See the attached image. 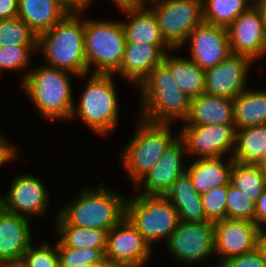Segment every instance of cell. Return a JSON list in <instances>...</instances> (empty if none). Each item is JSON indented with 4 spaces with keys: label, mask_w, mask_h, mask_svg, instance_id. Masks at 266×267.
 Listing matches in <instances>:
<instances>
[{
    "label": "cell",
    "mask_w": 266,
    "mask_h": 267,
    "mask_svg": "<svg viewBox=\"0 0 266 267\" xmlns=\"http://www.w3.org/2000/svg\"><path fill=\"white\" fill-rule=\"evenodd\" d=\"M82 12H69L51 29L37 36V51L43 53L45 64L85 78L87 63L84 45Z\"/></svg>",
    "instance_id": "obj_1"
},
{
    "label": "cell",
    "mask_w": 266,
    "mask_h": 267,
    "mask_svg": "<svg viewBox=\"0 0 266 267\" xmlns=\"http://www.w3.org/2000/svg\"><path fill=\"white\" fill-rule=\"evenodd\" d=\"M136 88L141 92V119L172 124L188 118L191 99L178 87L164 62L157 65Z\"/></svg>",
    "instance_id": "obj_2"
},
{
    "label": "cell",
    "mask_w": 266,
    "mask_h": 267,
    "mask_svg": "<svg viewBox=\"0 0 266 267\" xmlns=\"http://www.w3.org/2000/svg\"><path fill=\"white\" fill-rule=\"evenodd\" d=\"M72 74L46 64L25 74L22 87L44 119L71 120L75 105L70 81Z\"/></svg>",
    "instance_id": "obj_3"
},
{
    "label": "cell",
    "mask_w": 266,
    "mask_h": 267,
    "mask_svg": "<svg viewBox=\"0 0 266 267\" xmlns=\"http://www.w3.org/2000/svg\"><path fill=\"white\" fill-rule=\"evenodd\" d=\"M58 215L75 227L110 230L125 217L126 199L104 187V183L95 189H83Z\"/></svg>",
    "instance_id": "obj_4"
},
{
    "label": "cell",
    "mask_w": 266,
    "mask_h": 267,
    "mask_svg": "<svg viewBox=\"0 0 266 267\" xmlns=\"http://www.w3.org/2000/svg\"><path fill=\"white\" fill-rule=\"evenodd\" d=\"M140 124L127 145L119 152L127 176L134 185L160 161L179 137L172 136V124L152 123L140 118Z\"/></svg>",
    "instance_id": "obj_5"
},
{
    "label": "cell",
    "mask_w": 266,
    "mask_h": 267,
    "mask_svg": "<svg viewBox=\"0 0 266 267\" xmlns=\"http://www.w3.org/2000/svg\"><path fill=\"white\" fill-rule=\"evenodd\" d=\"M115 75L92 74L81 92L79 104L74 105L71 119L80 118L94 133L104 137L117 127L119 117Z\"/></svg>",
    "instance_id": "obj_6"
},
{
    "label": "cell",
    "mask_w": 266,
    "mask_h": 267,
    "mask_svg": "<svg viewBox=\"0 0 266 267\" xmlns=\"http://www.w3.org/2000/svg\"><path fill=\"white\" fill-rule=\"evenodd\" d=\"M84 45L87 75H114L123 61L126 38L121 21L84 19ZM92 65V66H91Z\"/></svg>",
    "instance_id": "obj_7"
},
{
    "label": "cell",
    "mask_w": 266,
    "mask_h": 267,
    "mask_svg": "<svg viewBox=\"0 0 266 267\" xmlns=\"http://www.w3.org/2000/svg\"><path fill=\"white\" fill-rule=\"evenodd\" d=\"M125 216L151 245L164 240L176 230L179 217L164 195H137L125 204Z\"/></svg>",
    "instance_id": "obj_8"
},
{
    "label": "cell",
    "mask_w": 266,
    "mask_h": 267,
    "mask_svg": "<svg viewBox=\"0 0 266 267\" xmlns=\"http://www.w3.org/2000/svg\"><path fill=\"white\" fill-rule=\"evenodd\" d=\"M148 8L156 17L162 38L172 49L186 45L190 32L204 22L202 0H155Z\"/></svg>",
    "instance_id": "obj_9"
},
{
    "label": "cell",
    "mask_w": 266,
    "mask_h": 267,
    "mask_svg": "<svg viewBox=\"0 0 266 267\" xmlns=\"http://www.w3.org/2000/svg\"><path fill=\"white\" fill-rule=\"evenodd\" d=\"M214 228L213 221L179 222L165 241L167 249L180 263H200L215 254Z\"/></svg>",
    "instance_id": "obj_10"
},
{
    "label": "cell",
    "mask_w": 266,
    "mask_h": 267,
    "mask_svg": "<svg viewBox=\"0 0 266 267\" xmlns=\"http://www.w3.org/2000/svg\"><path fill=\"white\" fill-rule=\"evenodd\" d=\"M179 132L187 154L208 158L227 156L231 152L232 156L236 137L234 124L183 126Z\"/></svg>",
    "instance_id": "obj_11"
},
{
    "label": "cell",
    "mask_w": 266,
    "mask_h": 267,
    "mask_svg": "<svg viewBox=\"0 0 266 267\" xmlns=\"http://www.w3.org/2000/svg\"><path fill=\"white\" fill-rule=\"evenodd\" d=\"M14 178L3 198V209L29 219L44 216L50 206V196L40 178L30 173Z\"/></svg>",
    "instance_id": "obj_12"
},
{
    "label": "cell",
    "mask_w": 266,
    "mask_h": 267,
    "mask_svg": "<svg viewBox=\"0 0 266 267\" xmlns=\"http://www.w3.org/2000/svg\"><path fill=\"white\" fill-rule=\"evenodd\" d=\"M151 245L125 216L108 231L105 258L130 267H143L151 255Z\"/></svg>",
    "instance_id": "obj_13"
},
{
    "label": "cell",
    "mask_w": 266,
    "mask_h": 267,
    "mask_svg": "<svg viewBox=\"0 0 266 267\" xmlns=\"http://www.w3.org/2000/svg\"><path fill=\"white\" fill-rule=\"evenodd\" d=\"M231 52L256 62L266 54V30L259 8L249 7L228 27Z\"/></svg>",
    "instance_id": "obj_14"
},
{
    "label": "cell",
    "mask_w": 266,
    "mask_h": 267,
    "mask_svg": "<svg viewBox=\"0 0 266 267\" xmlns=\"http://www.w3.org/2000/svg\"><path fill=\"white\" fill-rule=\"evenodd\" d=\"M253 60L247 56L231 54L220 64L205 70L204 93L236 98L246 89L248 72Z\"/></svg>",
    "instance_id": "obj_15"
},
{
    "label": "cell",
    "mask_w": 266,
    "mask_h": 267,
    "mask_svg": "<svg viewBox=\"0 0 266 267\" xmlns=\"http://www.w3.org/2000/svg\"><path fill=\"white\" fill-rule=\"evenodd\" d=\"M190 59L204 70L223 62L231 54L227 28L203 22L188 38Z\"/></svg>",
    "instance_id": "obj_16"
},
{
    "label": "cell",
    "mask_w": 266,
    "mask_h": 267,
    "mask_svg": "<svg viewBox=\"0 0 266 267\" xmlns=\"http://www.w3.org/2000/svg\"><path fill=\"white\" fill-rule=\"evenodd\" d=\"M258 227L249 220L226 218L215 222L214 249L224 260L257 248Z\"/></svg>",
    "instance_id": "obj_17"
},
{
    "label": "cell",
    "mask_w": 266,
    "mask_h": 267,
    "mask_svg": "<svg viewBox=\"0 0 266 267\" xmlns=\"http://www.w3.org/2000/svg\"><path fill=\"white\" fill-rule=\"evenodd\" d=\"M185 153L187 154L185 142L178 137L156 166L135 184V188L144 186V191L139 195H165L172 184L186 172L182 162Z\"/></svg>",
    "instance_id": "obj_18"
},
{
    "label": "cell",
    "mask_w": 266,
    "mask_h": 267,
    "mask_svg": "<svg viewBox=\"0 0 266 267\" xmlns=\"http://www.w3.org/2000/svg\"><path fill=\"white\" fill-rule=\"evenodd\" d=\"M31 219L0 211V262L10 267L21 262L32 243Z\"/></svg>",
    "instance_id": "obj_19"
},
{
    "label": "cell",
    "mask_w": 266,
    "mask_h": 267,
    "mask_svg": "<svg viewBox=\"0 0 266 267\" xmlns=\"http://www.w3.org/2000/svg\"><path fill=\"white\" fill-rule=\"evenodd\" d=\"M175 50L177 49H172L168 44L126 42L122 64L115 74H121L137 87L164 61L166 53Z\"/></svg>",
    "instance_id": "obj_20"
},
{
    "label": "cell",
    "mask_w": 266,
    "mask_h": 267,
    "mask_svg": "<svg viewBox=\"0 0 266 267\" xmlns=\"http://www.w3.org/2000/svg\"><path fill=\"white\" fill-rule=\"evenodd\" d=\"M234 100L201 94L191 99L188 118L183 126L234 124Z\"/></svg>",
    "instance_id": "obj_21"
},
{
    "label": "cell",
    "mask_w": 266,
    "mask_h": 267,
    "mask_svg": "<svg viewBox=\"0 0 266 267\" xmlns=\"http://www.w3.org/2000/svg\"><path fill=\"white\" fill-rule=\"evenodd\" d=\"M223 158L225 156L197 158L186 169L199 195L230 183L234 160L229 156L225 162Z\"/></svg>",
    "instance_id": "obj_22"
},
{
    "label": "cell",
    "mask_w": 266,
    "mask_h": 267,
    "mask_svg": "<svg viewBox=\"0 0 266 267\" xmlns=\"http://www.w3.org/2000/svg\"><path fill=\"white\" fill-rule=\"evenodd\" d=\"M70 11L58 0H18V17L38 36Z\"/></svg>",
    "instance_id": "obj_23"
},
{
    "label": "cell",
    "mask_w": 266,
    "mask_h": 267,
    "mask_svg": "<svg viewBox=\"0 0 266 267\" xmlns=\"http://www.w3.org/2000/svg\"><path fill=\"white\" fill-rule=\"evenodd\" d=\"M164 196L176 209L180 222L209 221L203 210L201 195L193 187L187 172L172 184Z\"/></svg>",
    "instance_id": "obj_24"
},
{
    "label": "cell",
    "mask_w": 266,
    "mask_h": 267,
    "mask_svg": "<svg viewBox=\"0 0 266 267\" xmlns=\"http://www.w3.org/2000/svg\"><path fill=\"white\" fill-rule=\"evenodd\" d=\"M129 19L121 21L126 42L167 44L162 38L156 17L147 7L143 9L123 10Z\"/></svg>",
    "instance_id": "obj_25"
},
{
    "label": "cell",
    "mask_w": 266,
    "mask_h": 267,
    "mask_svg": "<svg viewBox=\"0 0 266 267\" xmlns=\"http://www.w3.org/2000/svg\"><path fill=\"white\" fill-rule=\"evenodd\" d=\"M163 62L170 68L178 87L190 99L204 93L205 70L190 58L166 53Z\"/></svg>",
    "instance_id": "obj_26"
},
{
    "label": "cell",
    "mask_w": 266,
    "mask_h": 267,
    "mask_svg": "<svg viewBox=\"0 0 266 267\" xmlns=\"http://www.w3.org/2000/svg\"><path fill=\"white\" fill-rule=\"evenodd\" d=\"M234 100L236 130L266 124V91L246 89Z\"/></svg>",
    "instance_id": "obj_27"
},
{
    "label": "cell",
    "mask_w": 266,
    "mask_h": 267,
    "mask_svg": "<svg viewBox=\"0 0 266 267\" xmlns=\"http://www.w3.org/2000/svg\"><path fill=\"white\" fill-rule=\"evenodd\" d=\"M266 155V124L236 130L233 160L261 164Z\"/></svg>",
    "instance_id": "obj_28"
},
{
    "label": "cell",
    "mask_w": 266,
    "mask_h": 267,
    "mask_svg": "<svg viewBox=\"0 0 266 267\" xmlns=\"http://www.w3.org/2000/svg\"><path fill=\"white\" fill-rule=\"evenodd\" d=\"M55 231L60 236V242L72 248H100L104 253L107 249L108 230L84 228L68 225L58 214Z\"/></svg>",
    "instance_id": "obj_29"
},
{
    "label": "cell",
    "mask_w": 266,
    "mask_h": 267,
    "mask_svg": "<svg viewBox=\"0 0 266 267\" xmlns=\"http://www.w3.org/2000/svg\"><path fill=\"white\" fill-rule=\"evenodd\" d=\"M230 183L256 202L266 187V173L260 164L234 160Z\"/></svg>",
    "instance_id": "obj_30"
},
{
    "label": "cell",
    "mask_w": 266,
    "mask_h": 267,
    "mask_svg": "<svg viewBox=\"0 0 266 267\" xmlns=\"http://www.w3.org/2000/svg\"><path fill=\"white\" fill-rule=\"evenodd\" d=\"M203 20L207 24L227 28L249 6L246 0H202Z\"/></svg>",
    "instance_id": "obj_31"
},
{
    "label": "cell",
    "mask_w": 266,
    "mask_h": 267,
    "mask_svg": "<svg viewBox=\"0 0 266 267\" xmlns=\"http://www.w3.org/2000/svg\"><path fill=\"white\" fill-rule=\"evenodd\" d=\"M37 46V35L18 16L0 19V47Z\"/></svg>",
    "instance_id": "obj_32"
},
{
    "label": "cell",
    "mask_w": 266,
    "mask_h": 267,
    "mask_svg": "<svg viewBox=\"0 0 266 267\" xmlns=\"http://www.w3.org/2000/svg\"><path fill=\"white\" fill-rule=\"evenodd\" d=\"M60 267H76L78 265H96L105 253L100 248H72L64 246L59 240L56 243Z\"/></svg>",
    "instance_id": "obj_33"
},
{
    "label": "cell",
    "mask_w": 266,
    "mask_h": 267,
    "mask_svg": "<svg viewBox=\"0 0 266 267\" xmlns=\"http://www.w3.org/2000/svg\"><path fill=\"white\" fill-rule=\"evenodd\" d=\"M255 202L242 190L227 185L226 218L244 219L254 222Z\"/></svg>",
    "instance_id": "obj_34"
},
{
    "label": "cell",
    "mask_w": 266,
    "mask_h": 267,
    "mask_svg": "<svg viewBox=\"0 0 266 267\" xmlns=\"http://www.w3.org/2000/svg\"><path fill=\"white\" fill-rule=\"evenodd\" d=\"M37 51V46H5L0 47V75L4 70H26L30 65L32 52ZM31 54V55H29ZM30 57V58H29Z\"/></svg>",
    "instance_id": "obj_35"
},
{
    "label": "cell",
    "mask_w": 266,
    "mask_h": 267,
    "mask_svg": "<svg viewBox=\"0 0 266 267\" xmlns=\"http://www.w3.org/2000/svg\"><path fill=\"white\" fill-rule=\"evenodd\" d=\"M31 243L25 251L20 264L23 267H60L57 246L43 242L34 248Z\"/></svg>",
    "instance_id": "obj_36"
},
{
    "label": "cell",
    "mask_w": 266,
    "mask_h": 267,
    "mask_svg": "<svg viewBox=\"0 0 266 267\" xmlns=\"http://www.w3.org/2000/svg\"><path fill=\"white\" fill-rule=\"evenodd\" d=\"M203 210L209 221L226 219L227 185L201 195Z\"/></svg>",
    "instance_id": "obj_37"
},
{
    "label": "cell",
    "mask_w": 266,
    "mask_h": 267,
    "mask_svg": "<svg viewBox=\"0 0 266 267\" xmlns=\"http://www.w3.org/2000/svg\"><path fill=\"white\" fill-rule=\"evenodd\" d=\"M221 264L224 267H266V257L256 248L249 253L230 257Z\"/></svg>",
    "instance_id": "obj_38"
},
{
    "label": "cell",
    "mask_w": 266,
    "mask_h": 267,
    "mask_svg": "<svg viewBox=\"0 0 266 267\" xmlns=\"http://www.w3.org/2000/svg\"><path fill=\"white\" fill-rule=\"evenodd\" d=\"M254 223L258 229L263 228L264 225L266 226V187L255 202Z\"/></svg>",
    "instance_id": "obj_39"
},
{
    "label": "cell",
    "mask_w": 266,
    "mask_h": 267,
    "mask_svg": "<svg viewBox=\"0 0 266 267\" xmlns=\"http://www.w3.org/2000/svg\"><path fill=\"white\" fill-rule=\"evenodd\" d=\"M18 16V0H0V19Z\"/></svg>",
    "instance_id": "obj_40"
},
{
    "label": "cell",
    "mask_w": 266,
    "mask_h": 267,
    "mask_svg": "<svg viewBox=\"0 0 266 267\" xmlns=\"http://www.w3.org/2000/svg\"><path fill=\"white\" fill-rule=\"evenodd\" d=\"M17 146L9 142H0V166L15 160L17 157ZM15 158V159H14Z\"/></svg>",
    "instance_id": "obj_41"
},
{
    "label": "cell",
    "mask_w": 266,
    "mask_h": 267,
    "mask_svg": "<svg viewBox=\"0 0 266 267\" xmlns=\"http://www.w3.org/2000/svg\"><path fill=\"white\" fill-rule=\"evenodd\" d=\"M70 12H82L92 6L95 0H58Z\"/></svg>",
    "instance_id": "obj_42"
},
{
    "label": "cell",
    "mask_w": 266,
    "mask_h": 267,
    "mask_svg": "<svg viewBox=\"0 0 266 267\" xmlns=\"http://www.w3.org/2000/svg\"><path fill=\"white\" fill-rule=\"evenodd\" d=\"M120 10L147 8L148 0H113Z\"/></svg>",
    "instance_id": "obj_43"
},
{
    "label": "cell",
    "mask_w": 266,
    "mask_h": 267,
    "mask_svg": "<svg viewBox=\"0 0 266 267\" xmlns=\"http://www.w3.org/2000/svg\"><path fill=\"white\" fill-rule=\"evenodd\" d=\"M257 248L266 257V231L263 228L258 229Z\"/></svg>",
    "instance_id": "obj_44"
},
{
    "label": "cell",
    "mask_w": 266,
    "mask_h": 267,
    "mask_svg": "<svg viewBox=\"0 0 266 267\" xmlns=\"http://www.w3.org/2000/svg\"><path fill=\"white\" fill-rule=\"evenodd\" d=\"M96 267H130V266L126 263L110 260L104 257L98 264H96Z\"/></svg>",
    "instance_id": "obj_45"
},
{
    "label": "cell",
    "mask_w": 266,
    "mask_h": 267,
    "mask_svg": "<svg viewBox=\"0 0 266 267\" xmlns=\"http://www.w3.org/2000/svg\"><path fill=\"white\" fill-rule=\"evenodd\" d=\"M249 1V2H248ZM251 1V2H250ZM254 1V2H253ZM266 0H246V3L249 7H254L258 8L260 7L263 3H265ZM252 3V4H251Z\"/></svg>",
    "instance_id": "obj_46"
},
{
    "label": "cell",
    "mask_w": 266,
    "mask_h": 267,
    "mask_svg": "<svg viewBox=\"0 0 266 267\" xmlns=\"http://www.w3.org/2000/svg\"><path fill=\"white\" fill-rule=\"evenodd\" d=\"M260 10V13L262 15V19H263V23H264V27L266 30V2L263 3L260 7H258Z\"/></svg>",
    "instance_id": "obj_47"
},
{
    "label": "cell",
    "mask_w": 266,
    "mask_h": 267,
    "mask_svg": "<svg viewBox=\"0 0 266 267\" xmlns=\"http://www.w3.org/2000/svg\"><path fill=\"white\" fill-rule=\"evenodd\" d=\"M260 167L263 169V171L266 173V155L263 159V161L260 164Z\"/></svg>",
    "instance_id": "obj_48"
},
{
    "label": "cell",
    "mask_w": 266,
    "mask_h": 267,
    "mask_svg": "<svg viewBox=\"0 0 266 267\" xmlns=\"http://www.w3.org/2000/svg\"><path fill=\"white\" fill-rule=\"evenodd\" d=\"M76 267H96V265L83 264V265H78Z\"/></svg>",
    "instance_id": "obj_49"
},
{
    "label": "cell",
    "mask_w": 266,
    "mask_h": 267,
    "mask_svg": "<svg viewBox=\"0 0 266 267\" xmlns=\"http://www.w3.org/2000/svg\"><path fill=\"white\" fill-rule=\"evenodd\" d=\"M3 209V197L0 196V211Z\"/></svg>",
    "instance_id": "obj_50"
},
{
    "label": "cell",
    "mask_w": 266,
    "mask_h": 267,
    "mask_svg": "<svg viewBox=\"0 0 266 267\" xmlns=\"http://www.w3.org/2000/svg\"><path fill=\"white\" fill-rule=\"evenodd\" d=\"M3 135L0 134V142H8V140H6L4 137H2Z\"/></svg>",
    "instance_id": "obj_51"
},
{
    "label": "cell",
    "mask_w": 266,
    "mask_h": 267,
    "mask_svg": "<svg viewBox=\"0 0 266 267\" xmlns=\"http://www.w3.org/2000/svg\"><path fill=\"white\" fill-rule=\"evenodd\" d=\"M10 267H23L20 263L16 264V265H12Z\"/></svg>",
    "instance_id": "obj_52"
},
{
    "label": "cell",
    "mask_w": 266,
    "mask_h": 267,
    "mask_svg": "<svg viewBox=\"0 0 266 267\" xmlns=\"http://www.w3.org/2000/svg\"><path fill=\"white\" fill-rule=\"evenodd\" d=\"M215 267H224L221 263H219L218 265H216Z\"/></svg>",
    "instance_id": "obj_53"
},
{
    "label": "cell",
    "mask_w": 266,
    "mask_h": 267,
    "mask_svg": "<svg viewBox=\"0 0 266 267\" xmlns=\"http://www.w3.org/2000/svg\"><path fill=\"white\" fill-rule=\"evenodd\" d=\"M0 267H7V266L0 262Z\"/></svg>",
    "instance_id": "obj_54"
}]
</instances>
